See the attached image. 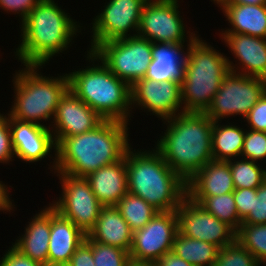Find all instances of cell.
Instances as JSON below:
<instances>
[{"label":"cell","mask_w":266,"mask_h":266,"mask_svg":"<svg viewBox=\"0 0 266 266\" xmlns=\"http://www.w3.org/2000/svg\"><path fill=\"white\" fill-rule=\"evenodd\" d=\"M55 0H40L21 23L15 58L24 65H43L64 53L82 26ZM78 33V34H77ZM73 41V42H72Z\"/></svg>","instance_id":"obj_1"},{"label":"cell","mask_w":266,"mask_h":266,"mask_svg":"<svg viewBox=\"0 0 266 266\" xmlns=\"http://www.w3.org/2000/svg\"><path fill=\"white\" fill-rule=\"evenodd\" d=\"M129 124L104 120L91 131L63 138L56 145V171L87 177L119 161L131 146Z\"/></svg>","instance_id":"obj_2"},{"label":"cell","mask_w":266,"mask_h":266,"mask_svg":"<svg viewBox=\"0 0 266 266\" xmlns=\"http://www.w3.org/2000/svg\"><path fill=\"white\" fill-rule=\"evenodd\" d=\"M162 121L167 128L154 148L174 172L188 181L213 160L214 122L204 112H182Z\"/></svg>","instance_id":"obj_3"},{"label":"cell","mask_w":266,"mask_h":266,"mask_svg":"<svg viewBox=\"0 0 266 266\" xmlns=\"http://www.w3.org/2000/svg\"><path fill=\"white\" fill-rule=\"evenodd\" d=\"M128 192L140 196L159 212L176 211L187 196L186 181L154 148L125 152Z\"/></svg>","instance_id":"obj_4"},{"label":"cell","mask_w":266,"mask_h":266,"mask_svg":"<svg viewBox=\"0 0 266 266\" xmlns=\"http://www.w3.org/2000/svg\"><path fill=\"white\" fill-rule=\"evenodd\" d=\"M86 55V61L92 65L67 73L69 89L105 120L129 124L133 117L131 86L113 74L93 52L87 51Z\"/></svg>","instance_id":"obj_5"},{"label":"cell","mask_w":266,"mask_h":266,"mask_svg":"<svg viewBox=\"0 0 266 266\" xmlns=\"http://www.w3.org/2000/svg\"><path fill=\"white\" fill-rule=\"evenodd\" d=\"M199 37L185 50L180 79L184 112H205L230 72L227 56Z\"/></svg>","instance_id":"obj_6"},{"label":"cell","mask_w":266,"mask_h":266,"mask_svg":"<svg viewBox=\"0 0 266 266\" xmlns=\"http://www.w3.org/2000/svg\"><path fill=\"white\" fill-rule=\"evenodd\" d=\"M24 66L13 74L14 100L6 114L18 121L48 127L44 122L54 119L60 98L69 89L68 75L46 77L39 71L43 65Z\"/></svg>","instance_id":"obj_7"},{"label":"cell","mask_w":266,"mask_h":266,"mask_svg":"<svg viewBox=\"0 0 266 266\" xmlns=\"http://www.w3.org/2000/svg\"><path fill=\"white\" fill-rule=\"evenodd\" d=\"M93 53L130 86L145 78L153 58L152 42L138 35L104 42Z\"/></svg>","instance_id":"obj_8"},{"label":"cell","mask_w":266,"mask_h":266,"mask_svg":"<svg viewBox=\"0 0 266 266\" xmlns=\"http://www.w3.org/2000/svg\"><path fill=\"white\" fill-rule=\"evenodd\" d=\"M266 93V79L229 72L204 112L213 122L230 116L245 118Z\"/></svg>","instance_id":"obj_9"},{"label":"cell","mask_w":266,"mask_h":266,"mask_svg":"<svg viewBox=\"0 0 266 266\" xmlns=\"http://www.w3.org/2000/svg\"><path fill=\"white\" fill-rule=\"evenodd\" d=\"M179 0H147L144 4L137 35L152 43L189 45L196 37L187 31L179 11ZM188 35V36H187ZM187 39V40H186Z\"/></svg>","instance_id":"obj_10"},{"label":"cell","mask_w":266,"mask_h":266,"mask_svg":"<svg viewBox=\"0 0 266 266\" xmlns=\"http://www.w3.org/2000/svg\"><path fill=\"white\" fill-rule=\"evenodd\" d=\"M59 177L61 195L49 204L63 217L70 220L86 235L95 226L103 205L92 192L86 177L73 176L64 172H55Z\"/></svg>","instance_id":"obj_11"},{"label":"cell","mask_w":266,"mask_h":266,"mask_svg":"<svg viewBox=\"0 0 266 266\" xmlns=\"http://www.w3.org/2000/svg\"><path fill=\"white\" fill-rule=\"evenodd\" d=\"M146 2L147 0H109L104 3V9L100 10V13L97 12L90 24L92 39L87 51L93 52L100 44L107 41L136 36Z\"/></svg>","instance_id":"obj_12"},{"label":"cell","mask_w":266,"mask_h":266,"mask_svg":"<svg viewBox=\"0 0 266 266\" xmlns=\"http://www.w3.org/2000/svg\"><path fill=\"white\" fill-rule=\"evenodd\" d=\"M177 233L176 211L158 212L143 228L133 232L130 260L155 264L172 251Z\"/></svg>","instance_id":"obj_13"},{"label":"cell","mask_w":266,"mask_h":266,"mask_svg":"<svg viewBox=\"0 0 266 266\" xmlns=\"http://www.w3.org/2000/svg\"><path fill=\"white\" fill-rule=\"evenodd\" d=\"M178 233L219 248L236 241V231L186 196L176 209Z\"/></svg>","instance_id":"obj_14"},{"label":"cell","mask_w":266,"mask_h":266,"mask_svg":"<svg viewBox=\"0 0 266 266\" xmlns=\"http://www.w3.org/2000/svg\"><path fill=\"white\" fill-rule=\"evenodd\" d=\"M131 106L140 108L161 120L184 112L180 80L156 82L147 78L131 86ZM139 106V107H138Z\"/></svg>","instance_id":"obj_15"},{"label":"cell","mask_w":266,"mask_h":266,"mask_svg":"<svg viewBox=\"0 0 266 266\" xmlns=\"http://www.w3.org/2000/svg\"><path fill=\"white\" fill-rule=\"evenodd\" d=\"M9 127L15 157L26 162V164H30L39 161L41 162V160L43 161V159L50 156L49 158L53 160L50 164H53H51L52 166L48 165L50 166L48 169H50L52 174L53 172L55 173L56 144L50 128L35 123L18 121L10 116ZM52 150H54V156H51Z\"/></svg>","instance_id":"obj_16"},{"label":"cell","mask_w":266,"mask_h":266,"mask_svg":"<svg viewBox=\"0 0 266 266\" xmlns=\"http://www.w3.org/2000/svg\"><path fill=\"white\" fill-rule=\"evenodd\" d=\"M105 119L79 99L70 89L60 98L52 124H48L52 131L55 144L63 138L82 134L93 130ZM52 126V127H50Z\"/></svg>","instance_id":"obj_17"},{"label":"cell","mask_w":266,"mask_h":266,"mask_svg":"<svg viewBox=\"0 0 266 266\" xmlns=\"http://www.w3.org/2000/svg\"><path fill=\"white\" fill-rule=\"evenodd\" d=\"M220 34L222 43L224 41L226 44L225 46H227L232 55H234V59H237L234 64V62L227 57L229 70L231 72L266 79L265 38L237 33ZM236 62L238 64H236Z\"/></svg>","instance_id":"obj_18"},{"label":"cell","mask_w":266,"mask_h":266,"mask_svg":"<svg viewBox=\"0 0 266 266\" xmlns=\"http://www.w3.org/2000/svg\"><path fill=\"white\" fill-rule=\"evenodd\" d=\"M86 234L51 206V231L48 266H64L70 262Z\"/></svg>","instance_id":"obj_19"},{"label":"cell","mask_w":266,"mask_h":266,"mask_svg":"<svg viewBox=\"0 0 266 266\" xmlns=\"http://www.w3.org/2000/svg\"><path fill=\"white\" fill-rule=\"evenodd\" d=\"M24 228V233L11 243L23 255L43 266H48V248L51 231V205L36 213Z\"/></svg>","instance_id":"obj_20"},{"label":"cell","mask_w":266,"mask_h":266,"mask_svg":"<svg viewBox=\"0 0 266 266\" xmlns=\"http://www.w3.org/2000/svg\"><path fill=\"white\" fill-rule=\"evenodd\" d=\"M86 178L92 192L103 206H115L128 192L125 155L119 161L90 173Z\"/></svg>","instance_id":"obj_21"},{"label":"cell","mask_w":266,"mask_h":266,"mask_svg":"<svg viewBox=\"0 0 266 266\" xmlns=\"http://www.w3.org/2000/svg\"><path fill=\"white\" fill-rule=\"evenodd\" d=\"M186 185L187 196H216L235 190L230 164L225 161L208 162Z\"/></svg>","instance_id":"obj_22"},{"label":"cell","mask_w":266,"mask_h":266,"mask_svg":"<svg viewBox=\"0 0 266 266\" xmlns=\"http://www.w3.org/2000/svg\"><path fill=\"white\" fill-rule=\"evenodd\" d=\"M87 236L95 242L112 245L129 252L133 231L115 206H103L95 226Z\"/></svg>","instance_id":"obj_23"},{"label":"cell","mask_w":266,"mask_h":266,"mask_svg":"<svg viewBox=\"0 0 266 266\" xmlns=\"http://www.w3.org/2000/svg\"><path fill=\"white\" fill-rule=\"evenodd\" d=\"M228 21L220 33H237L266 39V4H219Z\"/></svg>","instance_id":"obj_24"},{"label":"cell","mask_w":266,"mask_h":266,"mask_svg":"<svg viewBox=\"0 0 266 266\" xmlns=\"http://www.w3.org/2000/svg\"><path fill=\"white\" fill-rule=\"evenodd\" d=\"M186 44L152 43V61L145 78L166 82L182 78Z\"/></svg>","instance_id":"obj_25"},{"label":"cell","mask_w":266,"mask_h":266,"mask_svg":"<svg viewBox=\"0 0 266 266\" xmlns=\"http://www.w3.org/2000/svg\"><path fill=\"white\" fill-rule=\"evenodd\" d=\"M214 121L212 131V157L214 161H230L241 157L246 129L227 121L222 125Z\"/></svg>","instance_id":"obj_26"},{"label":"cell","mask_w":266,"mask_h":266,"mask_svg":"<svg viewBox=\"0 0 266 266\" xmlns=\"http://www.w3.org/2000/svg\"><path fill=\"white\" fill-rule=\"evenodd\" d=\"M172 252L193 266H214L219 247L177 233Z\"/></svg>","instance_id":"obj_27"},{"label":"cell","mask_w":266,"mask_h":266,"mask_svg":"<svg viewBox=\"0 0 266 266\" xmlns=\"http://www.w3.org/2000/svg\"><path fill=\"white\" fill-rule=\"evenodd\" d=\"M188 197L235 231L241 226L242 220L238 216L233 192L216 196Z\"/></svg>","instance_id":"obj_28"},{"label":"cell","mask_w":266,"mask_h":266,"mask_svg":"<svg viewBox=\"0 0 266 266\" xmlns=\"http://www.w3.org/2000/svg\"><path fill=\"white\" fill-rule=\"evenodd\" d=\"M134 232L143 228L159 211L140 196L127 192L115 205Z\"/></svg>","instance_id":"obj_29"},{"label":"cell","mask_w":266,"mask_h":266,"mask_svg":"<svg viewBox=\"0 0 266 266\" xmlns=\"http://www.w3.org/2000/svg\"><path fill=\"white\" fill-rule=\"evenodd\" d=\"M227 162L230 164L235 189L258 188L266 180V168L260 163L242 157Z\"/></svg>","instance_id":"obj_30"},{"label":"cell","mask_w":266,"mask_h":266,"mask_svg":"<svg viewBox=\"0 0 266 266\" xmlns=\"http://www.w3.org/2000/svg\"><path fill=\"white\" fill-rule=\"evenodd\" d=\"M236 241L260 263L266 265V223H241L236 231Z\"/></svg>","instance_id":"obj_31"},{"label":"cell","mask_w":266,"mask_h":266,"mask_svg":"<svg viewBox=\"0 0 266 266\" xmlns=\"http://www.w3.org/2000/svg\"><path fill=\"white\" fill-rule=\"evenodd\" d=\"M92 246L95 266H126L130 261L129 252L91 240L87 235L85 238Z\"/></svg>","instance_id":"obj_32"},{"label":"cell","mask_w":266,"mask_h":266,"mask_svg":"<svg viewBox=\"0 0 266 266\" xmlns=\"http://www.w3.org/2000/svg\"><path fill=\"white\" fill-rule=\"evenodd\" d=\"M214 266H260L258 260L237 241L219 248Z\"/></svg>","instance_id":"obj_33"},{"label":"cell","mask_w":266,"mask_h":266,"mask_svg":"<svg viewBox=\"0 0 266 266\" xmlns=\"http://www.w3.org/2000/svg\"><path fill=\"white\" fill-rule=\"evenodd\" d=\"M241 157L254 162L266 159V132L246 129Z\"/></svg>","instance_id":"obj_34"},{"label":"cell","mask_w":266,"mask_h":266,"mask_svg":"<svg viewBox=\"0 0 266 266\" xmlns=\"http://www.w3.org/2000/svg\"><path fill=\"white\" fill-rule=\"evenodd\" d=\"M14 159L15 154L9 127V115L0 113V163L7 165V163L9 164Z\"/></svg>","instance_id":"obj_35"},{"label":"cell","mask_w":266,"mask_h":266,"mask_svg":"<svg viewBox=\"0 0 266 266\" xmlns=\"http://www.w3.org/2000/svg\"><path fill=\"white\" fill-rule=\"evenodd\" d=\"M242 223H266V180L257 188V195L254 196L253 209L242 220Z\"/></svg>","instance_id":"obj_36"},{"label":"cell","mask_w":266,"mask_h":266,"mask_svg":"<svg viewBox=\"0 0 266 266\" xmlns=\"http://www.w3.org/2000/svg\"><path fill=\"white\" fill-rule=\"evenodd\" d=\"M245 121L248 129L266 132V93L248 112Z\"/></svg>","instance_id":"obj_37"},{"label":"cell","mask_w":266,"mask_h":266,"mask_svg":"<svg viewBox=\"0 0 266 266\" xmlns=\"http://www.w3.org/2000/svg\"><path fill=\"white\" fill-rule=\"evenodd\" d=\"M233 194L238 216L243 220L253 209L254 196L257 195V188L235 189Z\"/></svg>","instance_id":"obj_38"},{"label":"cell","mask_w":266,"mask_h":266,"mask_svg":"<svg viewBox=\"0 0 266 266\" xmlns=\"http://www.w3.org/2000/svg\"><path fill=\"white\" fill-rule=\"evenodd\" d=\"M40 0H0V9L18 14L21 22Z\"/></svg>","instance_id":"obj_39"},{"label":"cell","mask_w":266,"mask_h":266,"mask_svg":"<svg viewBox=\"0 0 266 266\" xmlns=\"http://www.w3.org/2000/svg\"><path fill=\"white\" fill-rule=\"evenodd\" d=\"M7 250L5 251L3 257L0 258V266H43L42 264L23 255L13 245L9 246V249Z\"/></svg>","instance_id":"obj_40"},{"label":"cell","mask_w":266,"mask_h":266,"mask_svg":"<svg viewBox=\"0 0 266 266\" xmlns=\"http://www.w3.org/2000/svg\"><path fill=\"white\" fill-rule=\"evenodd\" d=\"M67 266H95L92 246L86 239L77 247Z\"/></svg>","instance_id":"obj_41"},{"label":"cell","mask_w":266,"mask_h":266,"mask_svg":"<svg viewBox=\"0 0 266 266\" xmlns=\"http://www.w3.org/2000/svg\"><path fill=\"white\" fill-rule=\"evenodd\" d=\"M9 187L4 184L3 181H0V211H2L4 213V211L9 212V214L11 213V211H15L14 209L16 207L15 204H13L14 202H12L13 200H11L10 196V191H9Z\"/></svg>","instance_id":"obj_42"},{"label":"cell","mask_w":266,"mask_h":266,"mask_svg":"<svg viewBox=\"0 0 266 266\" xmlns=\"http://www.w3.org/2000/svg\"><path fill=\"white\" fill-rule=\"evenodd\" d=\"M154 265L155 266H193L190 263L186 262L184 259L180 258L178 255H176L172 251L166 253Z\"/></svg>","instance_id":"obj_43"},{"label":"cell","mask_w":266,"mask_h":266,"mask_svg":"<svg viewBox=\"0 0 266 266\" xmlns=\"http://www.w3.org/2000/svg\"><path fill=\"white\" fill-rule=\"evenodd\" d=\"M220 4H266V0H223Z\"/></svg>","instance_id":"obj_44"},{"label":"cell","mask_w":266,"mask_h":266,"mask_svg":"<svg viewBox=\"0 0 266 266\" xmlns=\"http://www.w3.org/2000/svg\"><path fill=\"white\" fill-rule=\"evenodd\" d=\"M126 266H155L153 263H148V262H138V261H133L130 260Z\"/></svg>","instance_id":"obj_45"},{"label":"cell","mask_w":266,"mask_h":266,"mask_svg":"<svg viewBox=\"0 0 266 266\" xmlns=\"http://www.w3.org/2000/svg\"><path fill=\"white\" fill-rule=\"evenodd\" d=\"M214 2V4L219 5L223 0H211Z\"/></svg>","instance_id":"obj_46"}]
</instances>
